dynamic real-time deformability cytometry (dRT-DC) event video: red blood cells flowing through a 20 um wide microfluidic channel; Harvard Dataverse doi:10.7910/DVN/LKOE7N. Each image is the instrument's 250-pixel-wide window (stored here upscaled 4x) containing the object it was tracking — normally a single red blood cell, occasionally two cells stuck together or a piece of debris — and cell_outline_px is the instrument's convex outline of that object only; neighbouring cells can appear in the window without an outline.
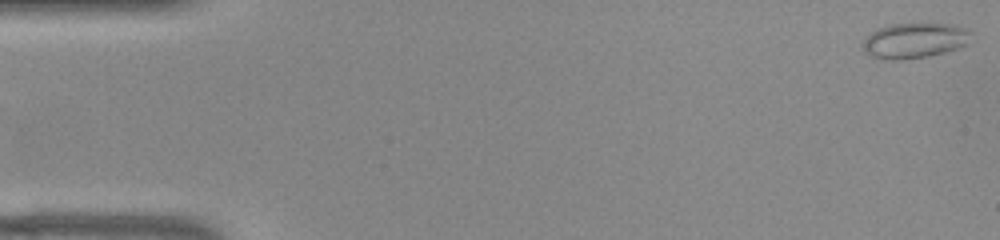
{"species": "common noctule bat (a hibernating species)", "species_latin": "Nyctalus noctula", "temperature_condition": "warm", "stored_images_in_passage": 52, "camera_frame_rate_fps": 3000, "um_per_image_px": 0.085, "animal": {"sex": "female", "body_mass_g": 22.0, "forearm_length_mm": 56.7}, "frame": {"image": 1, "passage_image": 1, "time_ms": 0.0, "image_size_px": [1000, 240], "cell_outline_px": [[968, 44], [944, 52], [924, 56], [896, 60], [892, 60], [872, 56], [864, 52], [864, 40], [872, 32], [888, 24], [956, 24], [964, 28], [968, 32]], "centroid_in_image_um": [77.71, 3.43], "position_along_channel_um": 7.3, "area_um2": 21.62}}
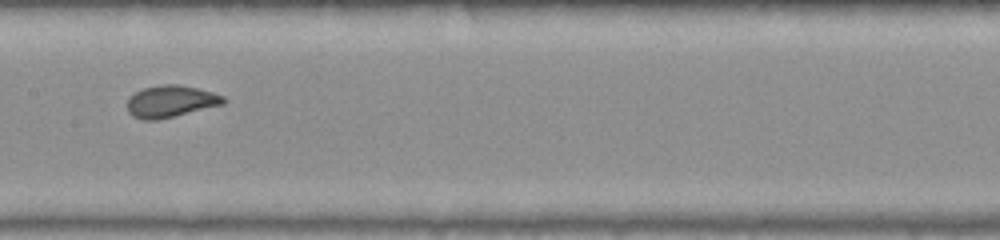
{"frame": {"image": 2, "passage_image": 26, "time_ms": 8.333, "image_size_px": [1000, 240], "cell_outline_px": [[228, 100], [224, 104], [176, 116], [156, 120], [144, 120], [132, 116], [128, 112], [128, 96], [144, 88], [164, 84], [176, 84], [196, 88], [212, 92], [224, 96]], "centroid_in_image_um": [14.52, 8.62], "position_along_channel_um": 192.9, "area_um2": 17.92}}
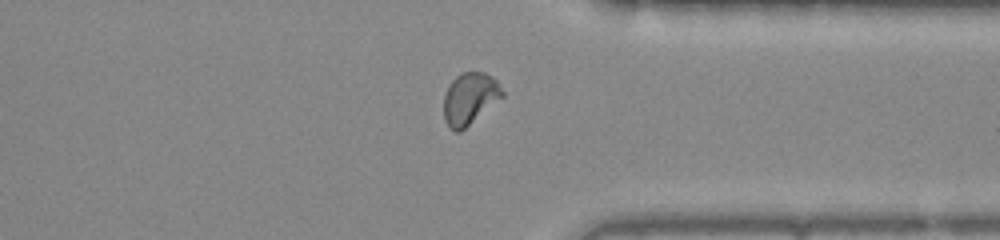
{"frame": {"image": 3, "passage_image": 40, "time_ms": 13.0, "image_size_px": [1000, 240], "cell_outline_px": [[504, 96], [460, 132], [456, 132], [448, 128], [444, 120], [444, 96], [452, 80], [460, 72], [484, 72], [492, 76], [496, 80], [504, 92]], "centroid_in_image_um": [39.92, 8.38], "position_along_channel_um": 371.5, "area_um2": 17.69}, "authors_computed_cell_mechanics": {"area_um2": 17.7157, "velocity_mm_per_s": 3.8973, "shape_relaxation_time_tau1_ms": 5.8418, "shape_relaxation_time_tau2_ms": null, "deformation_change_tau1": 0.1644, "deformation_change_tau2": null}}